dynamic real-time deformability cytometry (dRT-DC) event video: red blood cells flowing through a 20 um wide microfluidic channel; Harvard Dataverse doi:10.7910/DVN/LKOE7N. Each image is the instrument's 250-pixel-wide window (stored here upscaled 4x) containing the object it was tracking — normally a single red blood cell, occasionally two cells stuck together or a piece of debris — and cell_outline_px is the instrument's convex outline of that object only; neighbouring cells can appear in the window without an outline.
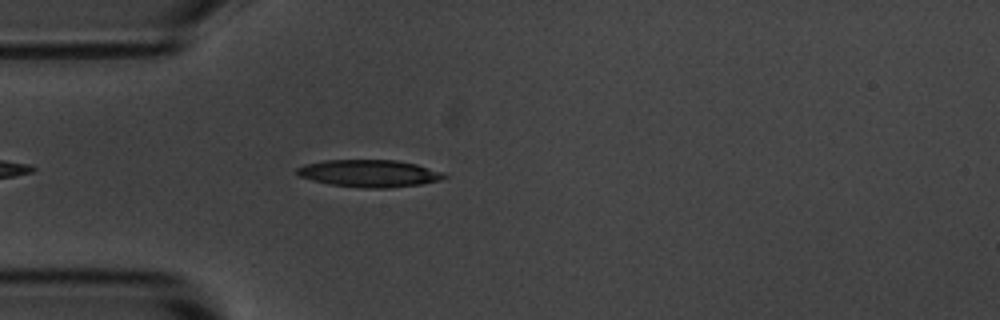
{"species": "common noctule bat (a hibernating species)", "species_latin": "Nyctalus noctula", "temperature_condition": "room temperature", "stored_images_in_passage": 4, "camera_frame_rate_fps": 3000, "um_per_image_px": 0.085, "animal": {"sex": "male", "body_mass_g": 20.1, "forearm_length_mm": 53.5}, "frame": {"image": 1, "passage_image": 4, "time_ms": 4.0, "image_size_px": [1000, 320], "cell_outline_px": [[448, 176], [440, 180], [420, 184], [388, 188], [364, 188], [328, 184], [312, 180], [300, 176], [296, 172], [296, 168], [304, 164], [324, 160], [396, 160], [416, 164], [444, 172]], "centroid_in_image_um": [31.38, 14.73], "position_along_channel_um": 53.6, "area_um2": 23.41}}